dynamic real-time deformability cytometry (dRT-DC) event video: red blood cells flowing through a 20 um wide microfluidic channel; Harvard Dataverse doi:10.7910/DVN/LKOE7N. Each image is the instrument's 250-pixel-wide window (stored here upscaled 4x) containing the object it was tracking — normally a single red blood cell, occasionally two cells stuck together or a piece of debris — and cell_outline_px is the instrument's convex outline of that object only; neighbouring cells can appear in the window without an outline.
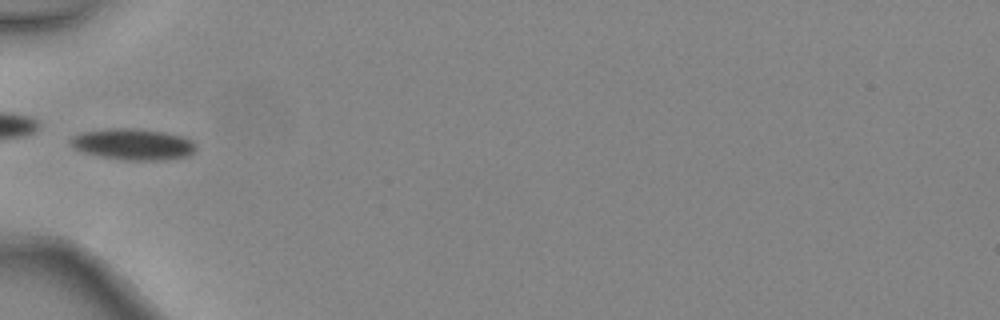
{"species": "common noctule bat (a hibernating species)", "species_latin": "Nyctalus noctula", "temperature_condition": "warm", "stored_images_in_passage": 6, "camera_frame_rate_fps": 3000, "um_per_image_px": 0.085, "animal": {"sex": "female", "body_mass_g": 24.6, "forearm_length_mm": 56.2}, "frame": {"image": 1, "passage_image": 5, "time_ms": 1.333, "image_size_px": [1000, 320], "cell_outline_px": [[196, 148], [188, 156], [164, 160], [124, 160], [100, 156], [84, 152], [76, 148], [68, 140], [72, 136], [80, 132], [108, 128], [132, 128], [160, 132], [180, 136], [192, 140], [196, 144]], "centroid_in_image_um": [11.29, 12.26], "position_along_channel_um": 73.7, "area_um2": 22.66}}
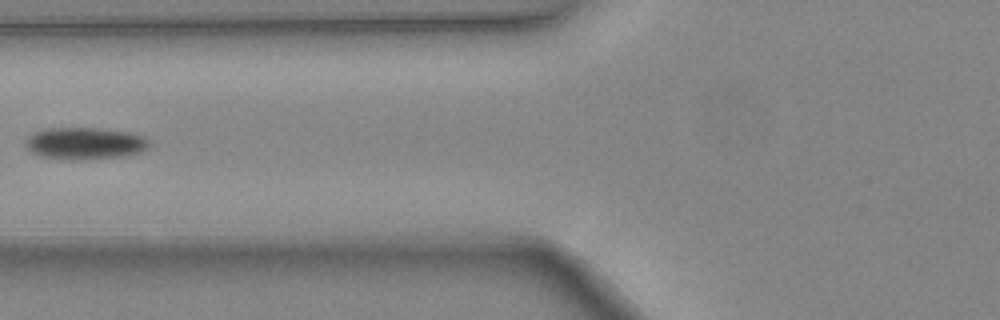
{"frame": {"image": 2, "passage_image": 6, "time_ms": 1.667, "image_size_px": [1000, 320], "cell_outline_px": [[152, 144], [148, 148], [140, 152], [124, 156], [80, 160], [72, 160], [40, 156], [32, 152], [24, 144], [28, 136], [32, 132], [40, 128], [96, 128], [128, 132], [144, 136]], "centroid_in_image_um": [7.2, 12.18], "position_along_channel_um": 118.6, "area_um2": 23.29}}